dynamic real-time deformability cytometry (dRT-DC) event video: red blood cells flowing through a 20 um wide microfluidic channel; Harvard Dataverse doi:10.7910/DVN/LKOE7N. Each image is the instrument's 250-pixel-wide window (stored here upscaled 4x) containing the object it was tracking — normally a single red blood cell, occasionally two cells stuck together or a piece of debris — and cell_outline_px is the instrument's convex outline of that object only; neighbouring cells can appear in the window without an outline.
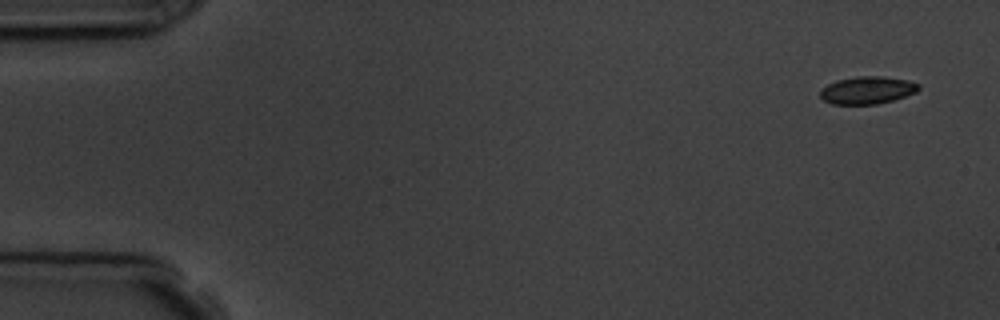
{"species": "common noctule bat (a hibernating species)", "species_latin": "Nyctalus noctula", "temperature_condition": "room temperature", "stored_images_in_passage": 6, "camera_frame_rate_fps": 3000, "um_per_image_px": 0.085, "animal": {"sex": "male", "body_mass_g": 19.5, "forearm_length_mm": 54.6}, "frame": {"image": 1, "passage_image": 1, "time_ms": 0.0, "image_size_px": [1000, 320], "cell_outline_px": [[920, 88], [916, 92], [892, 100], [876, 104], [832, 104], [824, 100], [820, 96], [820, 92], [828, 84], [836, 80], [856, 76], [884, 76], [908, 80], [920, 84]], "centroid_in_image_um": [73.73, 7.65], "position_along_channel_um": 11.3, "area_um2": 15.72}}
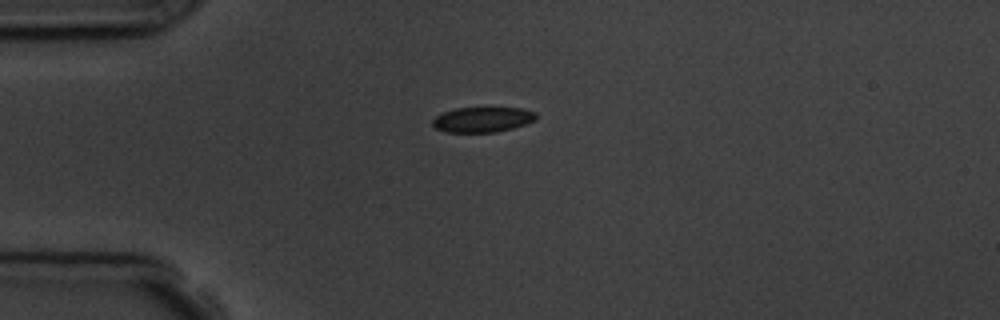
{"frame": {"image": 2, "passage_image": 4, "time_ms": 3.667, "image_size_px": [1000, 320], "cell_outline_px": [[536, 120], [512, 128], [496, 132], [444, 132], [436, 128], [432, 124], [432, 120], [436, 116], [444, 112], [456, 108], [520, 108], [536, 112]], "centroid_in_image_um": [41.0, 10.16], "position_along_channel_um": 44.0, "area_um2": 15.09}}